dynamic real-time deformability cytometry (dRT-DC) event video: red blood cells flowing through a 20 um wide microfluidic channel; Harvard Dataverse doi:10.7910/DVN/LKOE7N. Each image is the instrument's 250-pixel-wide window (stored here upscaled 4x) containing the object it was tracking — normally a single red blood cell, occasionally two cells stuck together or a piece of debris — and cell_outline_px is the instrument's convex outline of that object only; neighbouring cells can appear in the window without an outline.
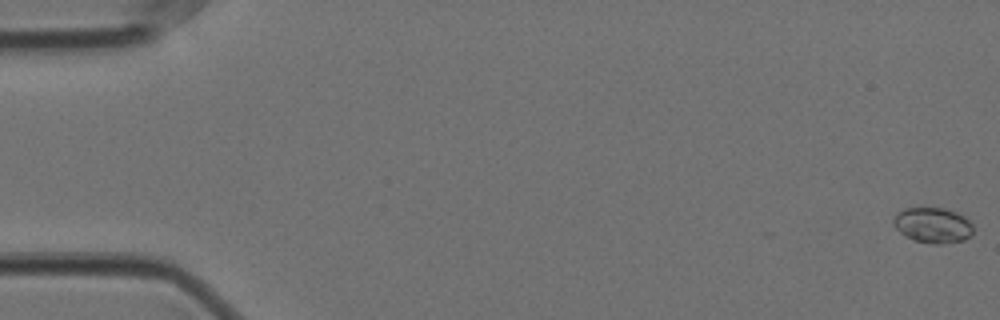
{"species": "Egyptian fruit bat (a non-hibernating species)", "species_latin": "Rousettus aegyptiacus", "temperature_condition": "cold", "stored_images_in_passage": 7, "camera_frame_rate_fps": 3000, "um_per_image_px": 0.085, "animal": {"sex": "female"}, "frame": {"image": 1, "passage_image": 1, "time_ms": 0.0, "image_size_px": [1000, 320], "cell_outline_px": [[972, 236], [964, 240], [944, 244], [936, 244], [916, 240], [904, 236], [892, 224], [892, 220], [896, 212], [904, 208], [944, 208], [956, 212], [964, 216], [972, 224]], "centroid_in_image_um": [79.28, 19.14], "position_along_channel_um": 5.7, "area_um2": 16.59}}